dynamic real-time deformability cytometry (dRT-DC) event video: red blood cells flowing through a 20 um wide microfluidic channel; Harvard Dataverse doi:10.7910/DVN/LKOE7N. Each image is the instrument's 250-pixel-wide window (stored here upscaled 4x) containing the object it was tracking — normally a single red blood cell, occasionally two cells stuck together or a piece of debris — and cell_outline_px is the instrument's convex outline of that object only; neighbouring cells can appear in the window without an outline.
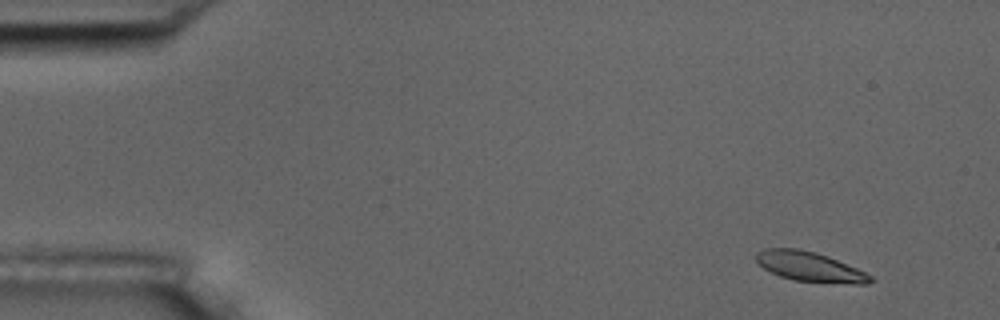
{"species": "common noctule bat (a hibernating species)", "species_latin": "Nyctalus noctula", "temperature_condition": "room temperature", "stored_images_in_passage": 5, "camera_frame_rate_fps": 3000, "um_per_image_px": 0.085, "animal": {"sex": "male", "body_mass_g": 17.5, "forearm_length_mm": 52.3}, "frame": {"image": 1, "passage_image": 1, "time_ms": 0.0, "image_size_px": [1000, 320], "cell_outline_px": [[876, 280], [868, 284], [852, 284], [792, 280], [780, 276], [764, 268], [756, 260], [756, 252], [764, 248], [796, 248], [816, 252], [828, 256], [856, 268], [872, 276]], "centroid_in_image_um": [68.85, 22.67], "position_along_channel_um": 16.2, "area_um2": 19.77}}
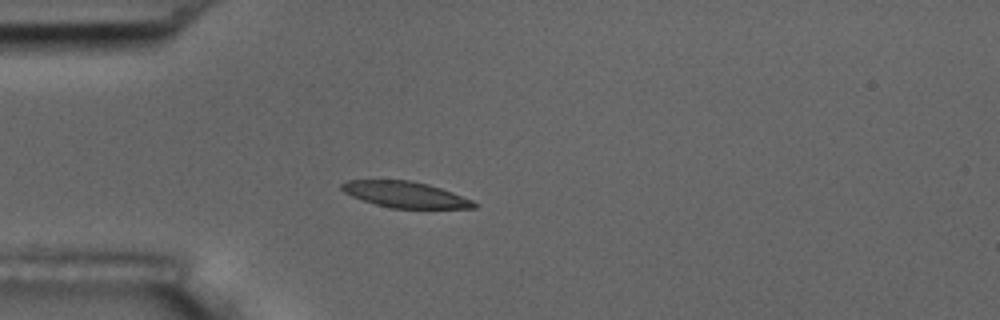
{"frame": {"image": 2, "passage_image": 4, "time_ms": 1.0, "image_size_px": [1000, 320], "cell_outline_px": [[480, 204], [476, 208], [392, 208], [376, 204], [352, 196], [344, 192], [340, 188], [340, 184], [348, 180], [408, 180], [428, 184], [452, 192], [472, 200]], "centroid_in_image_um": [34.46, 16.53], "position_along_channel_um": 50.5, "area_um2": 19.94}}